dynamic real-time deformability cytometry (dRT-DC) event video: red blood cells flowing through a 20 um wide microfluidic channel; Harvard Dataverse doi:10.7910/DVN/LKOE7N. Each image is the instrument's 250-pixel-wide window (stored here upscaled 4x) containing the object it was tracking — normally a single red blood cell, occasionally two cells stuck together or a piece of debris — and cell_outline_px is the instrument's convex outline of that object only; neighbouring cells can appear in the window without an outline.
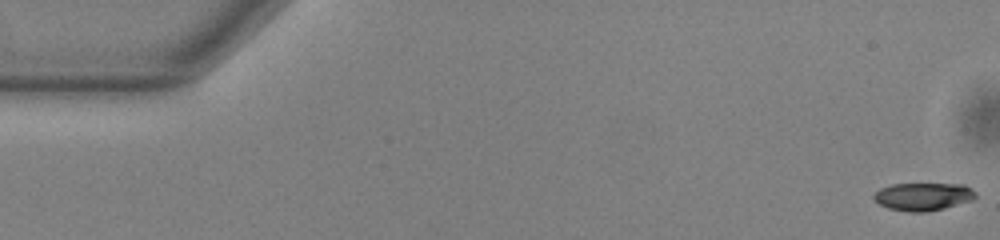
{"species": "common noctule bat (a hibernating species)", "species_latin": "Nyctalus noctula", "temperature_condition": "warm", "stored_images_in_passage": 53, "camera_frame_rate_fps": 3000, "um_per_image_px": 0.085, "animal": {"sex": "male", "body_mass_g": 13.0, "forearm_length_mm": 53.1}, "frame": {"image": 1, "passage_image": 1, "time_ms": 0.0, "image_size_px": [1000, 240], "cell_outline_px": [[976, 196], [972, 200], [944, 208], [924, 212], [908, 212], [888, 208], [880, 204], [872, 196], [880, 188], [892, 184], [964, 184], [972, 188], [976, 192]], "centroid_in_image_um": [78.48, 16.7], "position_along_channel_um": 6.5, "area_um2": 16.47}}
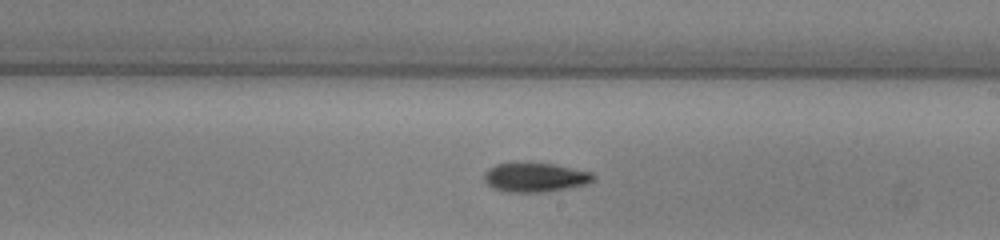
{"frame": {"image": 2, "passage_image": 31, "time_ms": 10.0, "image_size_px": [1000, 240], "cell_outline_px": [[596, 180], [588, 184], [548, 192], [504, 192], [492, 188], [484, 180], [484, 172], [488, 168], [496, 164], [552, 164], [592, 172], [596, 176]], "centroid_in_image_um": [45.52, 15.1], "position_along_channel_um": 243.5, "area_um2": 18.55}}
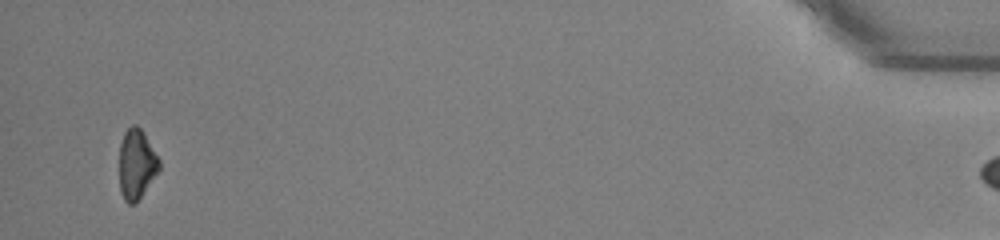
{"frame": {"image": 3, "passage_image": 52, "time_ms": 17.0, "image_size_px": [1000, 240], "cell_outline_px": [[160, 168], [136, 204], [128, 204], [124, 200], [120, 192], [120, 144], [124, 132], [132, 124], [136, 124], [144, 132], [160, 160]], "centroid_in_image_um": [11.6, 13.95], "position_along_channel_um": 423.6, "area_um2": 16.3}}